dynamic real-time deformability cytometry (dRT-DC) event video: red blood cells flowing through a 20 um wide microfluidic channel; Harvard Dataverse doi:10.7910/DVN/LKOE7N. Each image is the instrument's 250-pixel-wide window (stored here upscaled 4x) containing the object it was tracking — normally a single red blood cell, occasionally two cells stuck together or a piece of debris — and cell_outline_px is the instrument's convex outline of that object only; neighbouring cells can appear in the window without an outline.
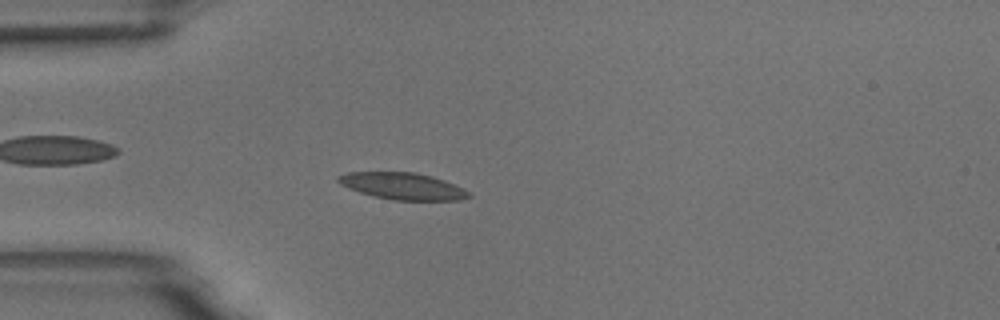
{"species": "common noctule bat (a hibernating species)", "species_latin": "Nyctalus noctula", "temperature_condition": "room temperature", "stored_images_in_passage": 55, "camera_frame_rate_fps": 3000, "um_per_image_px": 0.085, "animal": {"sex": "male", "body_mass_g": 18.8}, "frame": {"image": 1, "passage_image": 15, "time_ms": 4.667, "image_size_px": [1000, 320], "cell_outline_px": [[472, 196], [460, 200], [392, 200], [372, 196], [348, 188], [340, 184], [336, 180], [336, 176], [348, 172], [416, 172], [432, 176], [444, 180], [464, 188]], "centroid_in_image_um": [34.21, 15.82], "position_along_channel_um": 50.8, "area_um2": 20.52}}
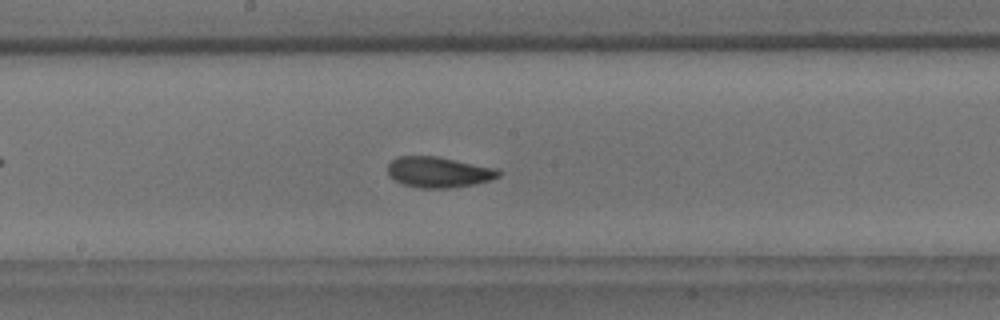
{"frame": {"image": 2, "passage_image": 29, "time_ms": 9.333, "image_size_px": [1000, 320], "cell_outline_px": [[500, 176], [492, 180], [476, 184], [448, 188], [420, 188], [404, 184], [388, 176], [388, 164], [396, 156], [436, 156], [496, 168], [500, 172]], "centroid_in_image_um": [37.28, 14.63], "position_along_channel_um": 210.9, "area_um2": 19.83}}
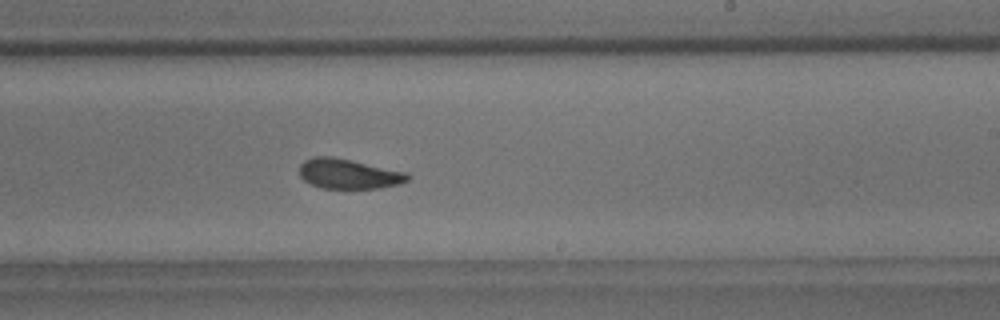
{"frame": {"image": 3, "passage_image": 33, "time_ms": 10.667, "image_size_px": [1000, 320], "cell_outline_px": [[412, 176], [408, 180], [400, 184], [380, 188], [320, 188], [304, 180], [300, 176], [300, 164], [304, 160], [312, 156], [332, 156], [404, 172]], "centroid_in_image_um": [29.6, 14.78], "position_along_channel_um": 259.4, "area_um2": 18.73}, "authors_computed_cell_mechanics": {"area_um2": 19.4786, "velocity_mm_per_s": 3.6442, "shape_relaxation_time_tau1_ms": 5.999, "shape_relaxation_time_tau2_ms": 2.8942, "deformation_change_tau1": 0.1372, "deformation_change_tau2": 0.0873}}